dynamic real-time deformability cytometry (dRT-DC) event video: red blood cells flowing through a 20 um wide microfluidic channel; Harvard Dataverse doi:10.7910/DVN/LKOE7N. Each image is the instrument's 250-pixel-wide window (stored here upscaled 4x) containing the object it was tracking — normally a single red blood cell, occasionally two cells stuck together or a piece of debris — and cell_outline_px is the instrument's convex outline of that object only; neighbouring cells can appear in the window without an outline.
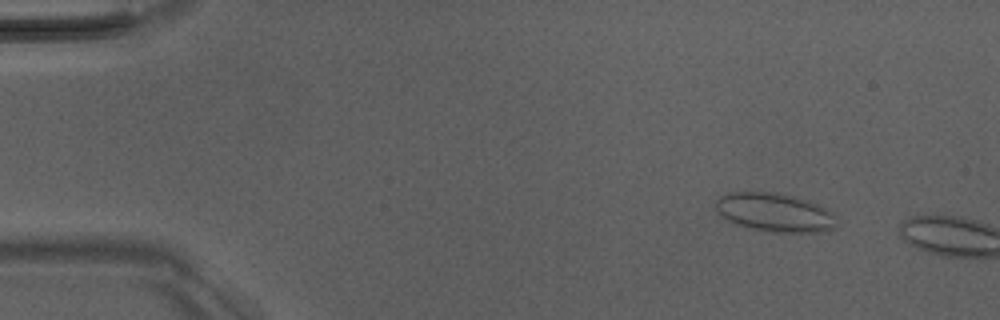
{"species": "Egyptian fruit bat (a non-hibernating species)", "species_latin": "Rousettus aegyptiacus", "temperature_condition": "room temperature", "stored_images_in_passage": 9, "camera_frame_rate_fps": 3000, "um_per_image_px": 0.085, "animal": {"sex": "male"}, "frame": {"image": 1, "passage_image": 6, "time_ms": 1.667, "image_size_px": [1000, 320], "cell_outline_px": [[836, 228], [820, 232], [764, 232], [736, 224], [720, 216], [716, 208], [716, 200], [720, 196], [728, 192], [776, 192], [808, 200], [832, 212], [836, 216]], "centroid_in_image_um": [65.84, 18.06], "position_along_channel_um": 19.2, "area_um2": 27.4}}